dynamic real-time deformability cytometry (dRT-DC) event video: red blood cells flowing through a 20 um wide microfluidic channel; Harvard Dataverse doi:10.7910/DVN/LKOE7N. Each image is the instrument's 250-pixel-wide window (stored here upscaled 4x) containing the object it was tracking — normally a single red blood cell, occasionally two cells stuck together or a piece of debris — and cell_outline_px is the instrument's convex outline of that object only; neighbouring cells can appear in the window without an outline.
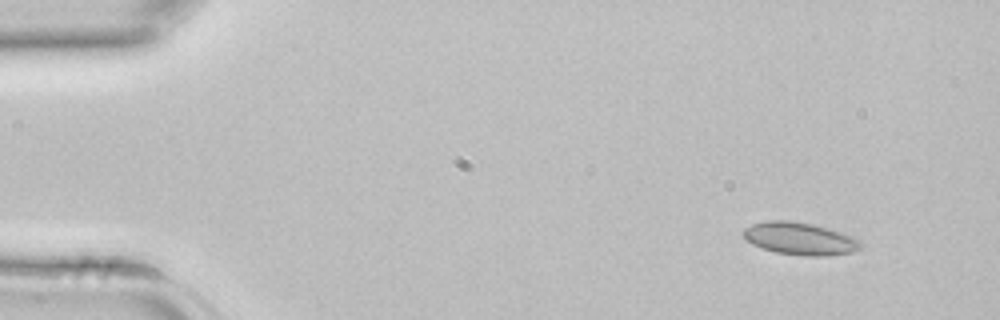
{"species": "common noctule bat (a hibernating species)", "species_latin": "Nyctalus noctula", "temperature_condition": "room temperature", "stored_images_in_passage": 2, "camera_frame_rate_fps": 3000, "um_per_image_px": 0.085, "animal": {"sex": "female", "body_mass_g": 22.7, "forearm_length_mm": 54.2}, "frame": {"image": 1, "passage_image": 1, "time_ms": 0.0, "image_size_px": [1000, 320], "cell_outline_px": [[864, 244], [860, 248], [852, 252], [824, 256], [804, 256], [776, 252], [752, 244], [740, 232], [744, 228], [752, 224], [764, 220], [788, 220], [812, 224], [828, 228], [852, 236], [860, 240]], "centroid_in_image_um": [67.99, 20.27], "position_along_channel_um": 17.0, "area_um2": 22.25}}